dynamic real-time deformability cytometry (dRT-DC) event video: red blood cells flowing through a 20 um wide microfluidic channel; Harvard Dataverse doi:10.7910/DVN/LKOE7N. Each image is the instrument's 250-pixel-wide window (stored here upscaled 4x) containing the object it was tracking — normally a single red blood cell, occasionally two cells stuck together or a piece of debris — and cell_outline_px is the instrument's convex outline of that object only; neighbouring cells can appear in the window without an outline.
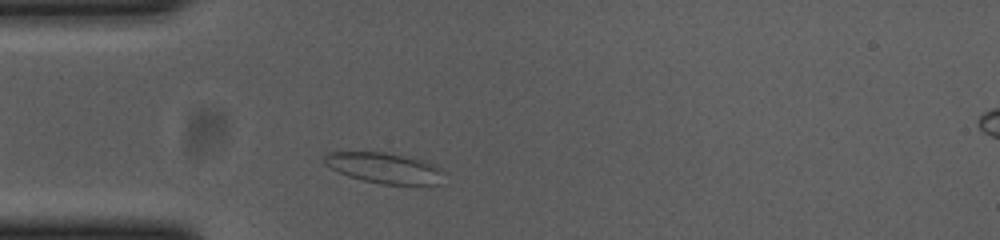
{"species": "common noctule bat (a hibernating species)", "species_latin": "Nyctalus noctula", "temperature_condition": "cold", "stored_images_in_passage": 31, "camera_frame_rate_fps": 3000, "um_per_image_px": 0.085, "animal": {"sex": "female", "body_mass_g": 23.0, "forearm_length_mm": 53.4}, "frame": {"image": 1, "passage_image": 1, "time_ms": 0.0, "image_size_px": [1000, 240], "cell_outline_px": [[440, 184], [384, 184], [364, 180], [348, 176], [324, 164], [324, 156], [328, 152], [384, 152], [400, 156], [436, 168]], "centroid_in_image_um": [32.45, 14.28], "position_along_channel_um": 52.5, "area_um2": 19.83}}
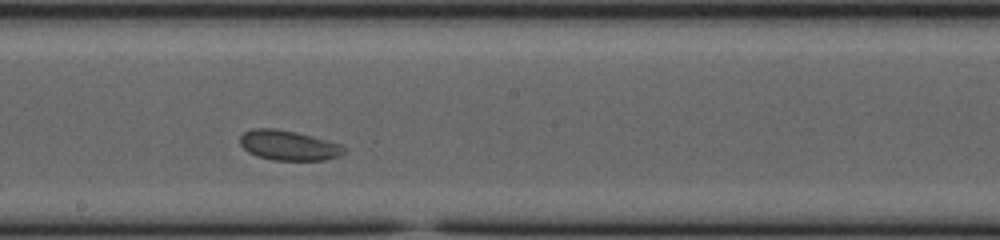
{"frame": {"image": 2, "passage_image": 16, "time_ms": 5.0, "image_size_px": [1000, 240], "cell_outline_px": [[348, 148], [340, 156], [324, 160], [272, 160], [256, 156], [248, 152], [240, 144], [240, 136], [244, 132], [252, 128], [272, 128], [296, 132], [340, 144]], "centroid_in_image_um": [24.52, 12.36], "position_along_channel_um": 223.7, "area_um2": 18.15}}
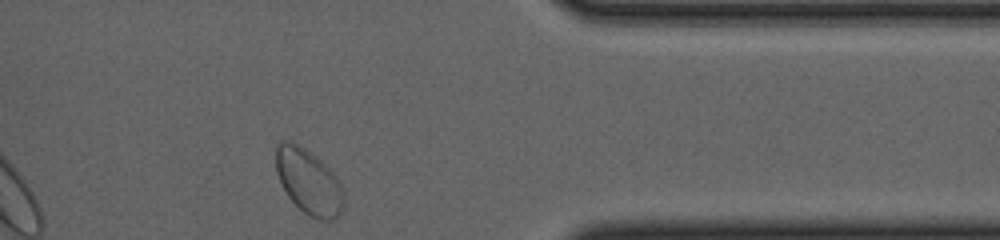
{"frame": {"image": 3, "passage_image": 31, "time_ms": 10.0, "image_size_px": [1000, 240], "cell_outline_px": [[344, 208], [336, 220], [316, 220], [308, 216], [288, 196], [276, 172], [276, 144], [280, 140], [288, 140], [304, 148], [320, 160], [336, 176], [344, 192]], "centroid_in_image_um": [26.26, 15.47], "position_along_channel_um": 385.1, "area_um2": 25.78}}